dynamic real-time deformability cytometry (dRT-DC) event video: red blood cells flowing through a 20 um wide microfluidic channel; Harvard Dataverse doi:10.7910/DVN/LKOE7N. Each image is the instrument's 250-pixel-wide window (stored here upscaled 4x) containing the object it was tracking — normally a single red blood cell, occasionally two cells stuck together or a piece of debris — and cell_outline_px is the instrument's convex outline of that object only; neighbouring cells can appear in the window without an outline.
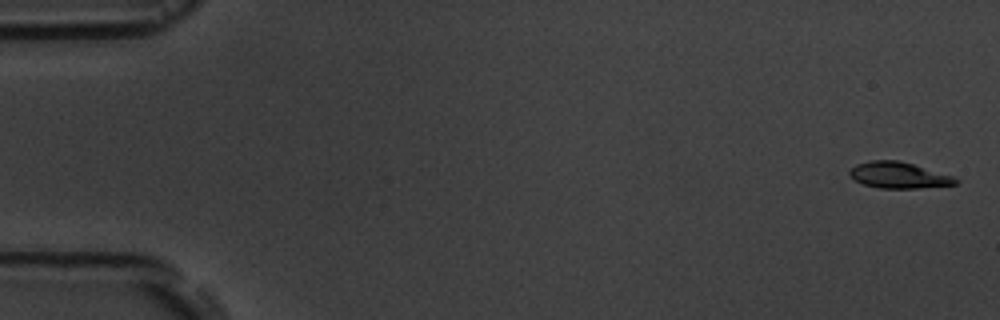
{"species": "common noctule bat (a hibernating species)", "species_latin": "Nyctalus noctula", "temperature_condition": "room temperature", "stored_images_in_passage": 5, "camera_frame_rate_fps": 3000, "um_per_image_px": 0.085, "animal": {"sex": "male", "body_mass_g": 19.5, "forearm_length_mm": 54.6}, "frame": {"image": 1, "passage_image": 1, "time_ms": 0.0, "image_size_px": [1000, 320], "cell_outline_px": [[960, 180], [956, 184], [916, 188], [880, 188], [864, 184], [856, 180], [848, 172], [856, 164], [868, 160], [896, 160], [912, 164], [952, 176]], "centroid_in_image_um": [76.37, 14.89], "position_along_channel_um": 8.6, "area_um2": 15.84}}
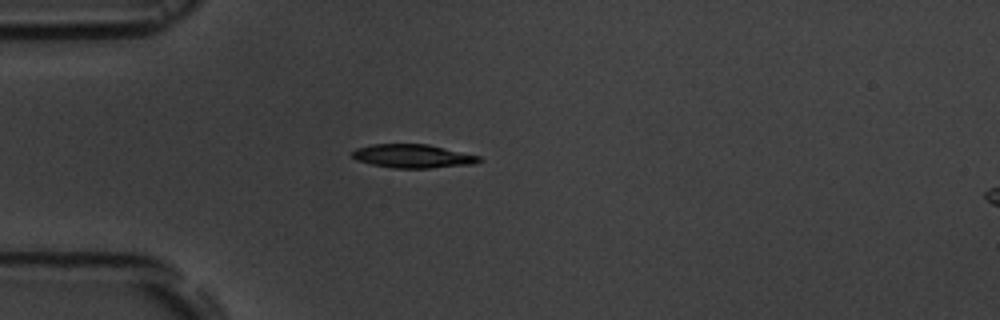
{"frame": {"image": 2, "passage_image": 5, "time_ms": 4.667, "image_size_px": [1000, 320], "cell_outline_px": [[484, 160], [472, 164], [428, 168], [396, 168], [372, 164], [356, 160], [352, 156], [352, 152], [356, 148], [372, 144], [428, 144], [480, 156]], "centroid_in_image_um": [35.09, 13.26], "position_along_channel_um": 49.9, "area_um2": 17.34}}